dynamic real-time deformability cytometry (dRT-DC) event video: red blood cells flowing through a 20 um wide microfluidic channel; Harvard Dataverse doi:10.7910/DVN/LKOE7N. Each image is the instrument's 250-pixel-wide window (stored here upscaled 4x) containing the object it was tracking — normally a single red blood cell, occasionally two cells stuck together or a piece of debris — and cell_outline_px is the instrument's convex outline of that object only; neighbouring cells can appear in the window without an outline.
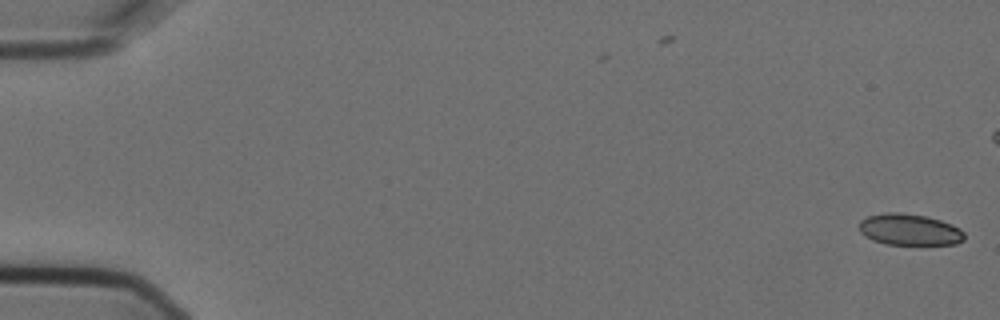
{"species": "Egyptian fruit bat (a non-hibernating species)", "species_latin": "Rousettus aegyptiacus", "temperature_condition": "cold", "stored_images_in_passage": 2, "camera_frame_rate_fps": 3000, "um_per_image_px": 0.085, "animal": {"sex": "female"}, "frame": {"image": 1, "passage_image": 2, "time_ms": 0.333, "image_size_px": [1000, 320], "cell_outline_px": [[964, 240], [956, 244], [888, 244], [872, 240], [860, 232], [860, 220], [868, 216], [888, 212], [900, 212], [924, 216], [940, 220], [952, 224], [960, 228], [964, 232]], "centroid_in_image_um": [77.32, 19.51], "position_along_channel_um": 7.7, "area_um2": 19.13}}